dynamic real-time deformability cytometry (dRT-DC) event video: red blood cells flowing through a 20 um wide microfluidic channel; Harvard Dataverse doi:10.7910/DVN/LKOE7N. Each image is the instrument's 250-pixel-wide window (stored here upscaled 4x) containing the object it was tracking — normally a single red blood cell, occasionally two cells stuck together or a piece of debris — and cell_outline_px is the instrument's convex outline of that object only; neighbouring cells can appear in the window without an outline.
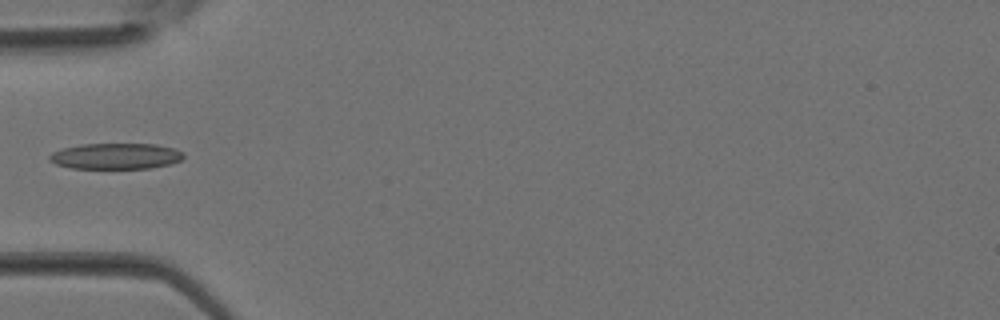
{"species": "Egyptian fruit bat (a non-hibernating species)", "species_latin": "Rousettus aegyptiacus", "temperature_condition": "room temperature", "stored_images_in_passage": 23, "camera_frame_rate_fps": 3000, "um_per_image_px": 0.085, "animal": {"sex": "female"}, "frame": {"image": 1, "passage_image": 1, "time_ms": 0.0, "image_size_px": [1000, 320], "cell_outline_px": [[184, 156], [180, 160], [168, 164], [148, 168], [72, 168], [56, 164], [48, 160], [48, 156], [52, 152], [64, 148], [80, 144], [156, 144], [172, 148], [184, 152]], "centroid_in_image_um": [9.81, 13.26], "position_along_channel_um": 75.2, "area_um2": 20.11}}
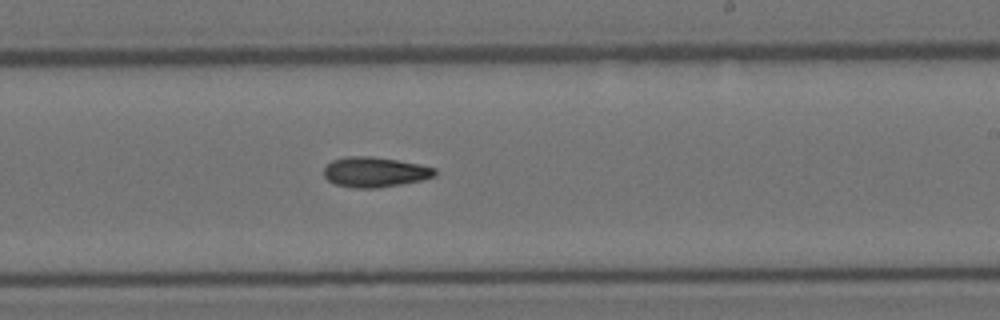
{"frame": {"image": 2, "passage_image": 11, "time_ms": 3.333, "image_size_px": [1000, 320], "cell_outline_px": [[436, 176], [420, 180], [400, 184], [376, 188], [352, 188], [336, 184], [328, 180], [324, 176], [324, 168], [332, 160], [344, 156], [372, 156], [420, 164], [436, 168]], "centroid_in_image_um": [31.85, 14.62], "position_along_channel_um": 257.2, "area_um2": 19.48}}
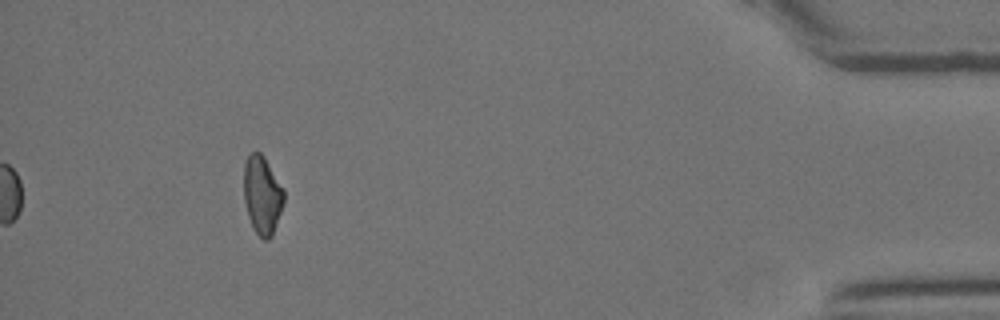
{"frame": {"image": 3, "passage_image": 23, "time_ms": 7.333, "image_size_px": [1000, 320], "cell_outline_px": [[284, 204], [272, 236], [268, 240], [264, 240], [256, 232], [248, 216], [244, 200], [244, 164], [248, 156], [252, 152], [260, 152], [264, 156], [284, 188]], "centroid_in_image_um": [22.3, 16.57], "position_along_channel_um": 412.9, "area_um2": 18.32}}